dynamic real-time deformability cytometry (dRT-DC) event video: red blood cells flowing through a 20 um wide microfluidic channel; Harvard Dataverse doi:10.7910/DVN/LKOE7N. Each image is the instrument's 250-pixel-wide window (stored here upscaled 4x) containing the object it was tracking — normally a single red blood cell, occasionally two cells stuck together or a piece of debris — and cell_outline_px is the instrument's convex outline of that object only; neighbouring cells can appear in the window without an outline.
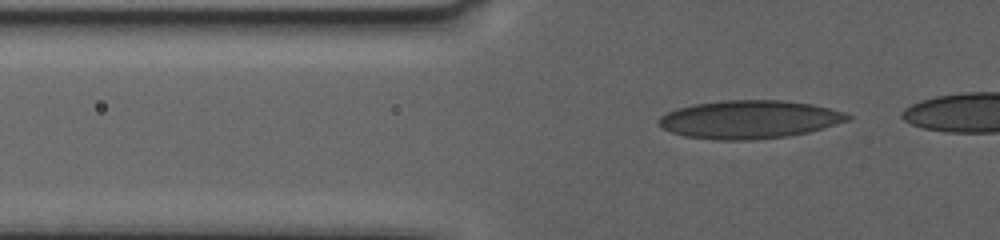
{"species": "human", "species_latin": "Homo sapiens", "temperature_condition": "warm", "stored_images_in_passage": 38, "camera_frame_rate_fps": 3000, "um_per_image_px": 0.085, "donor": {"sex": "female"}, "frame": {"image": 1, "passage_image": 3, "time_ms": 0.667, "image_size_px": [1000, 240], "cell_outline_px": [[852, 120], [824, 128], [808, 132], [788, 136], [752, 140], [716, 140], [684, 136], [672, 132], [656, 124], [656, 120], [660, 116], [676, 108], [696, 104], [724, 100], [780, 100], [812, 104], [844, 112], [852, 116]], "centroid_in_image_um": [63.7, 10.16], "position_along_channel_um": 62.1, "area_um2": 42.19}}
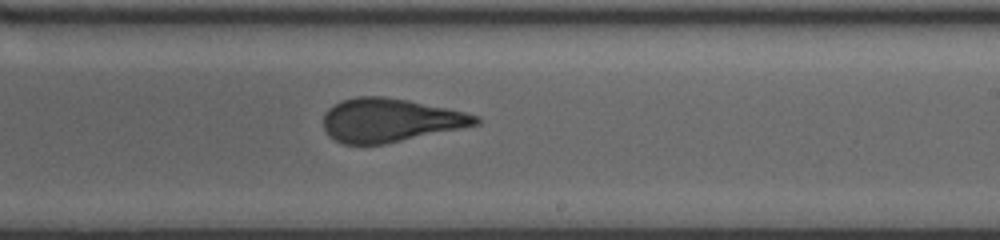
{"frame": {"image": 2, "passage_image": 22, "time_ms": 7.0, "image_size_px": [1000, 240], "cell_outline_px": [[480, 124], [384, 144], [344, 144], [328, 136], [324, 128], [324, 112], [328, 108], [344, 100], [356, 96], [384, 96], [408, 100], [464, 112], [480, 116]], "centroid_in_image_um": [33.14, 10.21], "position_along_channel_um": 255.9, "area_um2": 38.38}}
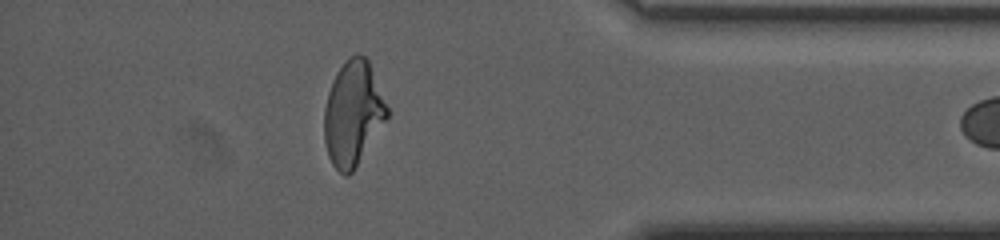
{"frame": {"image": 3, "passage_image": 37, "time_ms": 12.0, "image_size_px": [1000, 240], "cell_outline_px": [[388, 116], [352, 172], [348, 176], [344, 176], [332, 164], [328, 156], [324, 140], [324, 108], [328, 92], [336, 72], [344, 60], [348, 56], [356, 52], [360, 52], [368, 60], [388, 108]], "centroid_in_image_um": [29.97, 9.6], "position_along_channel_um": 405.2, "area_um2": 38.09}}